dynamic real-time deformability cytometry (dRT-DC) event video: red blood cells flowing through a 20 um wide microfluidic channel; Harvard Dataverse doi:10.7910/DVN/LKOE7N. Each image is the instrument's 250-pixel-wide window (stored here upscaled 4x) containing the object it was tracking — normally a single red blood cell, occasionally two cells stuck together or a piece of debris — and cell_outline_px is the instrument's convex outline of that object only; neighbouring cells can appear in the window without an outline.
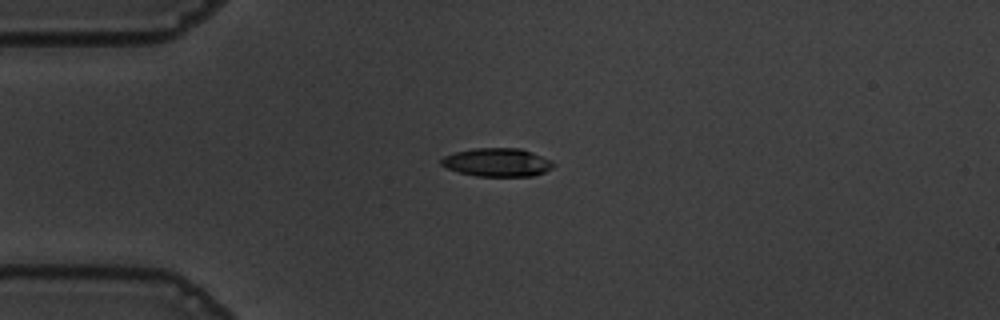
{"species": "common noctule bat (a hibernating species)", "species_latin": "Nyctalus noctula", "temperature_condition": "warm", "stored_images_in_passage": 42, "camera_frame_rate_fps": 3000, "um_per_image_px": 0.085, "animal": {"sex": "male", "body_mass_g": 19.5, "forearm_length_mm": 54.6}, "frame": {"image": 1, "passage_image": 1, "time_ms": 0.0, "image_size_px": [1000, 320], "cell_outline_px": [[556, 164], [552, 168], [544, 172], [532, 176], [476, 176], [460, 172], [448, 168], [440, 164], [440, 160], [444, 156], [456, 152], [472, 148], [520, 148], [532, 152], [552, 160]], "centroid_in_image_um": [42.29, 13.79], "position_along_channel_um": 42.7, "area_um2": 18.55}}
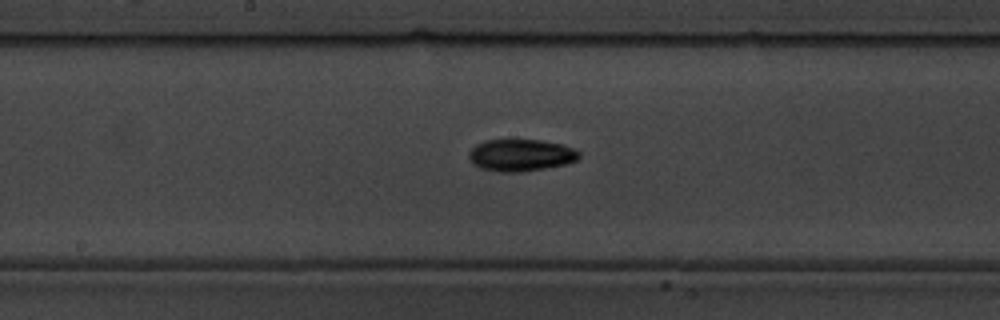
{"frame": {"image": 2, "passage_image": 16, "time_ms": 5.0, "image_size_px": [1000, 320], "cell_outline_px": [[580, 156], [576, 160], [568, 164], [520, 172], [500, 172], [480, 168], [472, 164], [468, 156], [468, 152], [476, 144], [484, 140], [540, 140], [560, 144], [572, 148], [580, 152]], "centroid_in_image_um": [44.24, 13.19], "position_along_channel_um": 204.0, "area_um2": 20.58}}
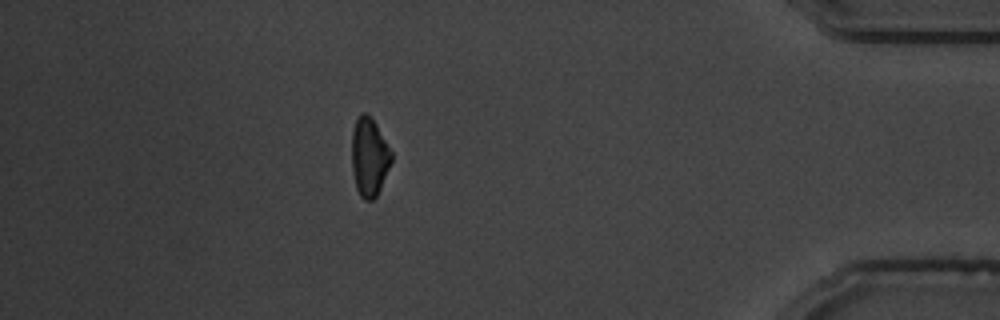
{"frame": {"image": 3, "passage_image": 36, "time_ms": 11.667, "image_size_px": [1000, 320], "cell_outline_px": [[392, 160], [380, 188], [376, 196], [372, 200], [364, 200], [360, 196], [356, 188], [352, 172], [352, 132], [356, 120], [360, 112], [364, 112], [372, 116], [392, 152]], "centroid_in_image_um": [31.38, 13.32], "position_along_channel_um": 403.8, "area_um2": 18.21}, "authors_computed_cell_mechanics": {"area_um2": 18.8428, "velocity_mm_per_s": 3.6622, "shape_relaxation_time_tau1_ms": 3.3232, "shape_relaxation_time_tau2_ms": null, "deformation_change_tau1": 0.1434, "deformation_change_tau2": null}}